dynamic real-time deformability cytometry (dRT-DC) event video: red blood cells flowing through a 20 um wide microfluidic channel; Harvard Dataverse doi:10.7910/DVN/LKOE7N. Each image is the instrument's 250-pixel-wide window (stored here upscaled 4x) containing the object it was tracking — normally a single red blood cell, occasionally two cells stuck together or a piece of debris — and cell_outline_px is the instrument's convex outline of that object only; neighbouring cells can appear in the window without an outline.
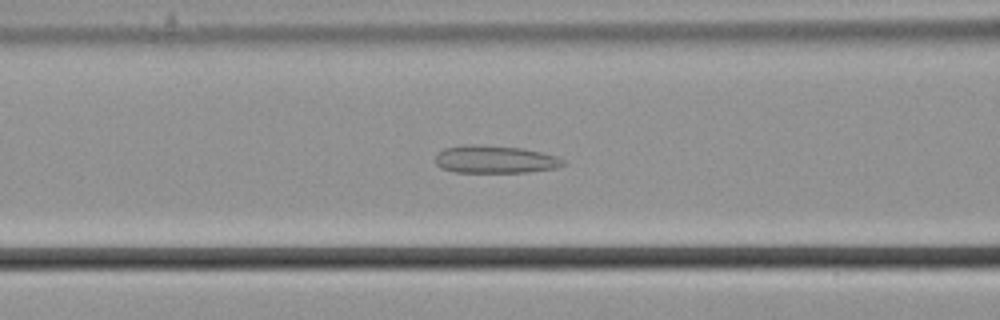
{"species": "common noctule bat (a hibernating species)", "species_latin": "Nyctalus noctula", "temperature_condition": "cold", "stored_images_in_passage": 56, "camera_frame_rate_fps": 3000, "um_per_image_px": 0.085, "animal": {"sex": "male", "body_mass_g": 21.5, "forearm_length_mm": 52.0}, "frame": {"image": 1, "passage_image": 23, "time_ms": 7.333, "image_size_px": [1000, 320], "cell_outline_px": [[568, 164], [556, 168], [528, 172], [456, 172], [440, 168], [436, 164], [436, 156], [444, 148], [464, 144], [472, 144], [520, 148], [540, 152], [556, 156], [564, 160]], "centroid_in_image_um": [42.08, 13.55], "position_along_channel_um": 124.5, "area_um2": 20.58}}
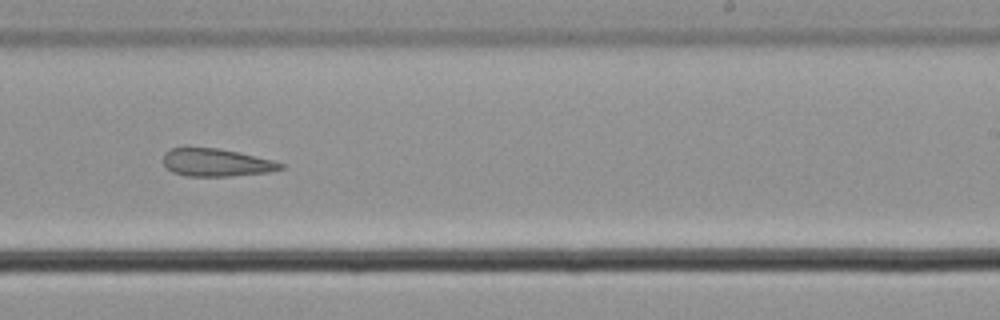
{"frame": {"image": 2, "passage_image": 35, "time_ms": 11.333, "image_size_px": [1000, 320], "cell_outline_px": [[284, 168], [268, 172], [228, 176], [188, 176], [172, 172], [164, 164], [164, 152], [168, 148], [216, 148], [276, 160], [284, 164]], "centroid_in_image_um": [18.4, 13.82], "position_along_channel_um": 270.6, "area_um2": 18.84}}
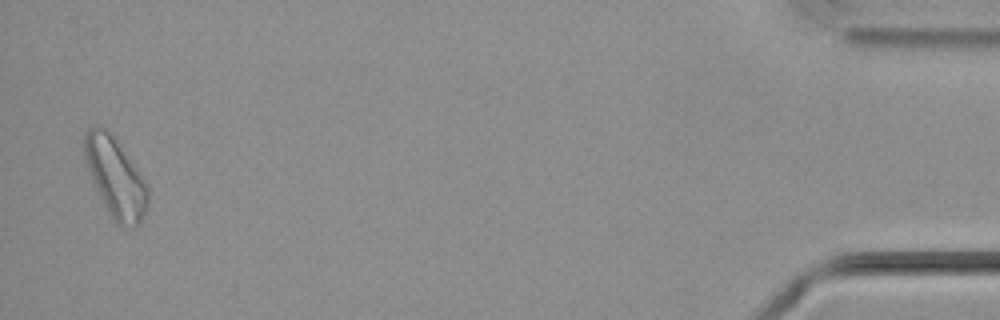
{"frame": {"image": 3, "passage_image": 55, "time_ms": 18.0, "image_size_px": [1000, 320], "cell_outline_px": [[148, 204], [140, 220], [136, 224], [116, 224], [108, 212], [100, 196], [84, 160], [84, 132], [88, 128], [96, 124], [112, 132], [144, 180], [148, 188]], "centroid_in_image_um": [9.77, 14.99], "position_along_channel_um": 425.4, "area_um2": 28.78}}